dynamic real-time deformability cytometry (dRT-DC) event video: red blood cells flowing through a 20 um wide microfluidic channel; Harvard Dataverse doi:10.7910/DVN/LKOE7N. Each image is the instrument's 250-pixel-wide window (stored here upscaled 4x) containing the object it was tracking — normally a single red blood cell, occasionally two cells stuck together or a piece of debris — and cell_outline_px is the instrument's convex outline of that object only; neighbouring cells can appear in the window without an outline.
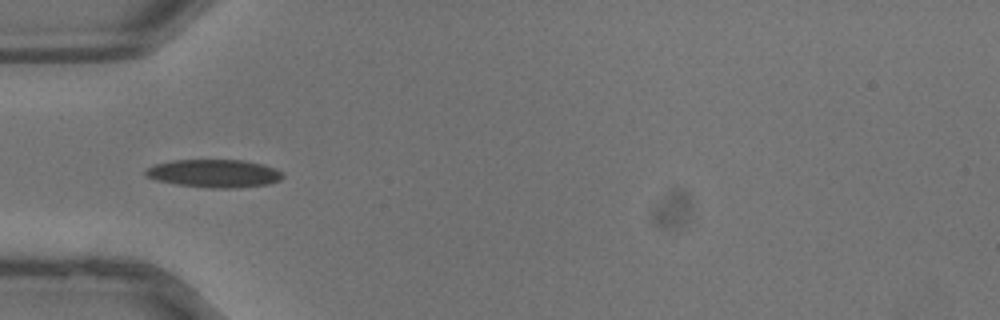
{"species": "common noctule bat (a hibernating species)", "species_latin": "Nyctalus noctula", "temperature_condition": "warm", "stored_images_in_passage": 26, "camera_frame_rate_fps": 3000, "um_per_image_px": 0.085, "animal": {"sex": "male", "body_mass_g": 13.3}, "frame": {"image": 1, "passage_image": 1, "time_ms": 0.0, "image_size_px": [1000, 320], "cell_outline_px": [[284, 176], [280, 180], [268, 184], [236, 188], [208, 188], [176, 184], [156, 180], [144, 176], [144, 168], [156, 164], [172, 160], [244, 160], [264, 164], [276, 168]], "centroid_in_image_um": [18.18, 14.74], "position_along_channel_um": 66.8, "area_um2": 22.6}}
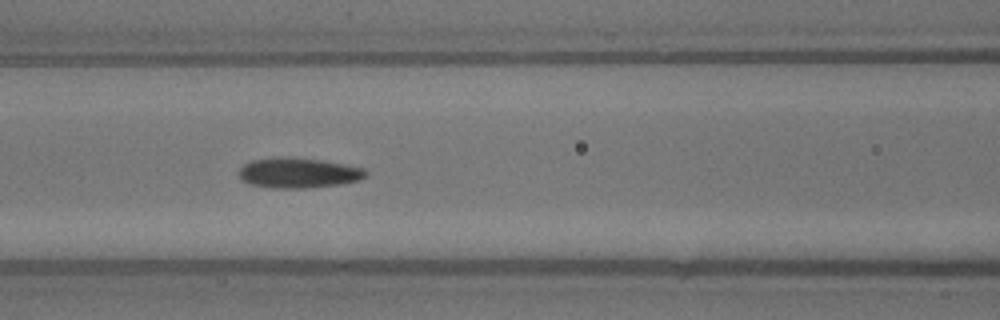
{"frame": {"image": 2, "passage_image": 5, "time_ms": 1.333, "image_size_px": [1000, 320], "cell_outline_px": [[368, 176], [360, 180], [340, 184], [304, 188], [276, 188], [252, 184], [244, 180], [240, 176], [240, 168], [244, 164], [252, 160], [320, 160], [344, 164], [364, 168], [368, 172]], "centroid_in_image_um": [25.47, 14.74], "position_along_channel_um": 141.1, "area_um2": 21.15}}
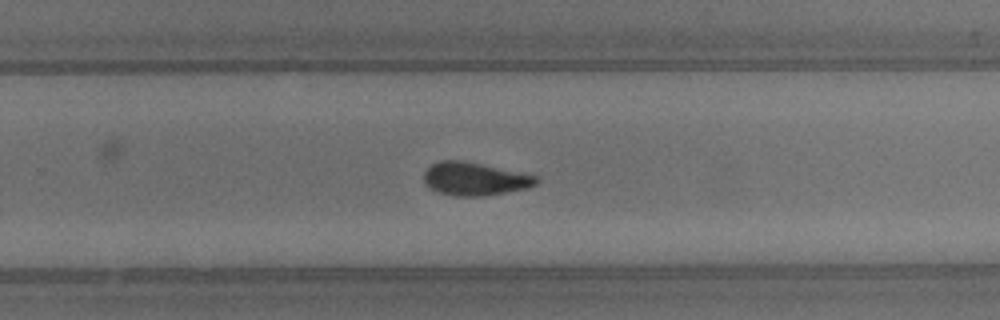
{"frame": {"image": 3, "passage_image": 13, "time_ms": 4.0, "image_size_px": [1000, 320], "cell_outline_px": [[540, 184], [528, 188], [484, 196], [452, 196], [428, 188], [424, 184], [424, 172], [432, 164], [440, 160], [464, 160], [536, 176], [540, 180]], "centroid_in_image_um": [40.34, 15.21], "position_along_channel_um": 289.5, "area_um2": 21.79}}